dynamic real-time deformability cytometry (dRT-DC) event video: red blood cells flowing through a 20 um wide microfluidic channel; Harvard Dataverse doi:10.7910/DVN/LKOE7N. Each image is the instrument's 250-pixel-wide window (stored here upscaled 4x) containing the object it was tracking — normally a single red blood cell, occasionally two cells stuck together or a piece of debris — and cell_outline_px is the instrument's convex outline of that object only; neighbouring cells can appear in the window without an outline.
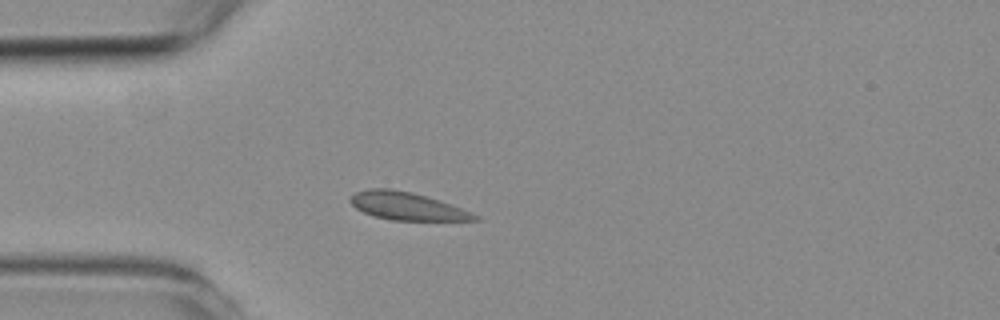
{"species": "common noctule bat (a hibernating species)", "species_latin": "Nyctalus noctula", "temperature_condition": "room temperature", "stored_images_in_passage": 5, "camera_frame_rate_fps": 3000, "um_per_image_px": 0.085, "animal": {"sex": "female", "body_mass_g": 19.3, "forearm_length_mm": 54.1}, "frame": {"image": 1, "passage_image": 4, "time_ms": 4.333, "image_size_px": [1000, 320], "cell_outline_px": [[480, 220], [392, 220], [372, 216], [356, 208], [348, 200], [356, 192], [368, 188], [392, 188], [412, 192], [440, 200], [472, 212], [480, 216]], "centroid_in_image_um": [34.59, 17.51], "position_along_channel_um": 50.4, "area_um2": 20.17}}